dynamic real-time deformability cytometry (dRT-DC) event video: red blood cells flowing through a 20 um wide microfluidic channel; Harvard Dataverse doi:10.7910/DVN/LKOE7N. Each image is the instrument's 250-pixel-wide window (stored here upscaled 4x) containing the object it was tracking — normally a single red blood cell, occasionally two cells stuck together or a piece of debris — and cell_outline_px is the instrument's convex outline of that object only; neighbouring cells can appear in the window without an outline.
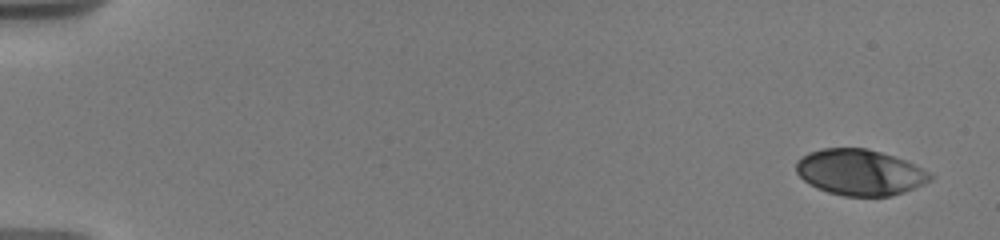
{"species": "human", "species_latin": "Homo sapiens", "temperature_condition": "warm", "stored_images_in_passage": 30, "camera_frame_rate_fps": 3000, "um_per_image_px": 0.085, "donor": {"sex": "male"}, "frame": {"image": 1, "passage_image": 1, "time_ms": 0.0, "image_size_px": [1000, 240], "cell_outline_px": [[932, 180], [924, 184], [904, 192], [892, 196], [844, 196], [828, 192], [816, 188], [808, 184], [796, 172], [796, 160], [800, 156], [808, 152], [824, 148], [868, 148], [904, 160], [928, 172], [932, 176]], "centroid_in_image_um": [73.04, 14.65], "position_along_channel_um": 12.0, "area_um2": 35.84}}
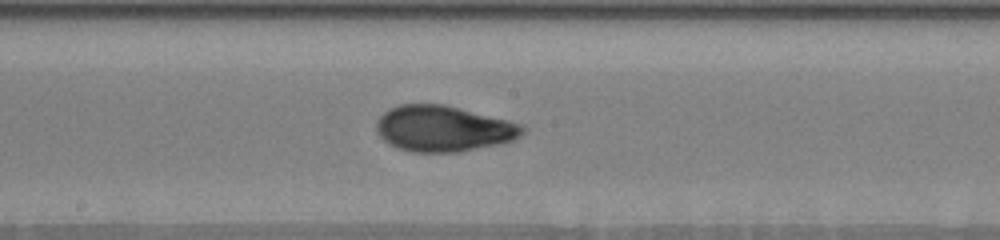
{"frame": {"image": 2, "passage_image": 15, "time_ms": 9.667, "image_size_px": [1000, 240], "cell_outline_px": [[524, 132], [520, 136], [512, 140], [496, 144], [460, 152], [412, 152], [396, 148], [388, 144], [376, 132], [376, 120], [388, 108], [400, 104], [444, 104], [524, 124]], "centroid_in_image_um": [37.65, 10.93], "position_along_channel_um": 210.6, "area_um2": 39.19}}
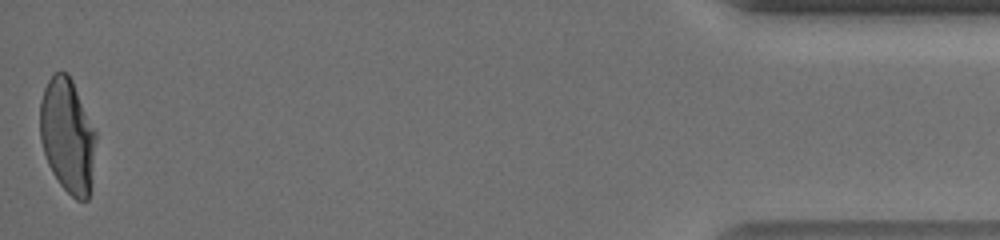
{"frame": {"image": 3, "passage_image": 30, "time_ms": 17.667, "image_size_px": [1000, 240], "cell_outline_px": [[96, 140], [92, 184], [88, 200], [76, 200], [60, 184], [52, 172], [48, 164], [40, 140], [40, 100], [44, 88], [48, 80], [56, 72], [68, 72], [72, 80], [96, 132]], "centroid_in_image_um": [5.74, 11.55], "position_along_channel_um": 429.5, "area_um2": 37.34}, "authors_computed_cell_mechanics": {"area_um2": 37.2232, "velocity_mm_per_s": 3.7078, "shape_relaxation_time_tau1_ms": 6.4128, "shape_relaxation_time_tau2_ms": 1.1004, "deformation_change_tau1": 0.2181, "deformation_change_tau2": 0.0584}}